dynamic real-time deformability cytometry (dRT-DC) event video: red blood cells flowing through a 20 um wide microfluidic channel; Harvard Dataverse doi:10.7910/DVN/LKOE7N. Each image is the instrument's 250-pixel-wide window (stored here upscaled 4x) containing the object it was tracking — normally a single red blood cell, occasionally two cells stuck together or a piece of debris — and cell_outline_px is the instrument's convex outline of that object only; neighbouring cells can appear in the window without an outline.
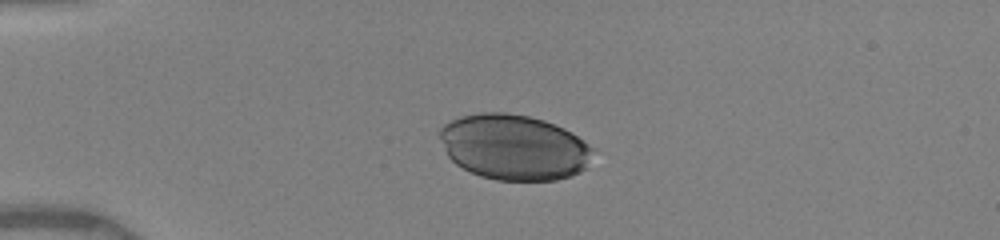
{"species": "human", "species_latin": "Homo sapiens", "temperature_condition": "warm", "stored_images_in_passage": 8, "camera_frame_rate_fps": 3000, "um_per_image_px": 0.085, "donor": {"sex": "female"}, "frame": {"image": 1, "passage_image": 4, "time_ms": 2.667, "image_size_px": [1000, 240], "cell_outline_px": [[588, 168], [580, 172], [556, 180], [496, 180], [480, 176], [456, 164], [448, 156], [440, 136], [440, 128], [444, 124], [460, 116], [480, 112], [504, 112], [528, 116], [544, 120], [564, 128], [584, 140], [588, 144]], "centroid_in_image_um": [43.65, 12.5], "position_along_channel_um": 41.3, "area_um2": 57.92}}